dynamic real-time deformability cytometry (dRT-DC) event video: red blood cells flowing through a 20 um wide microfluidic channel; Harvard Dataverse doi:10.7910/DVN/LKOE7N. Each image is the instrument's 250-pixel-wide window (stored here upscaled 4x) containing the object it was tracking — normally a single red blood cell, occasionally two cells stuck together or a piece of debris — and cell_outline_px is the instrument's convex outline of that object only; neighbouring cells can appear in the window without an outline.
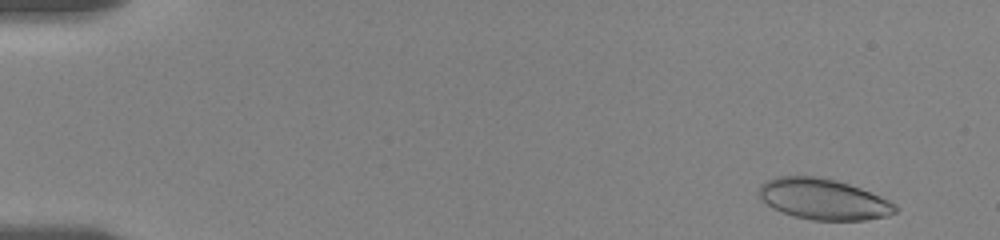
{"species": "human", "species_latin": "Homo sapiens", "temperature_condition": "room temperature", "stored_images_in_passage": 31, "camera_frame_rate_fps": 3000, "um_per_image_px": 0.085, "donor": {"sex": "female"}, "frame": {"image": 1, "passage_image": 2, "time_ms": 0.667, "image_size_px": [1000, 240], "cell_outline_px": [[896, 212], [888, 216], [864, 220], [812, 220], [796, 216], [772, 208], [760, 196], [760, 184], [776, 176], [816, 176], [836, 180], [860, 188], [880, 196], [896, 204]], "centroid_in_image_um": [70.01, 16.93], "position_along_channel_um": 15.0, "area_um2": 32.14}}
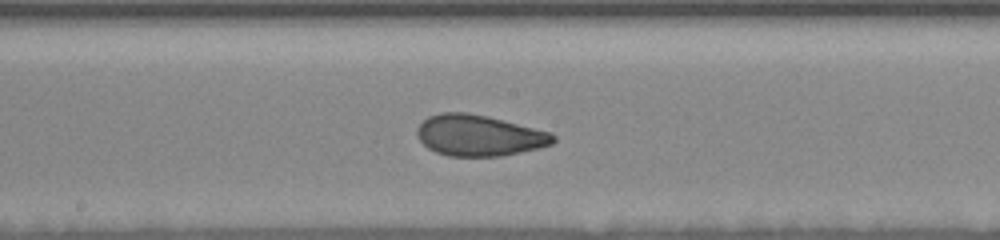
{"frame": {"image": 2, "passage_image": 15, "time_ms": 9.667, "image_size_px": [1000, 240], "cell_outline_px": [[556, 140], [552, 144], [520, 152], [500, 156], [448, 156], [436, 152], [428, 148], [416, 136], [416, 128], [428, 116], [440, 112], [468, 112], [488, 116], [552, 132], [556, 136]], "centroid_in_image_um": [40.71, 11.5], "position_along_channel_um": 207.5, "area_um2": 32.71}}
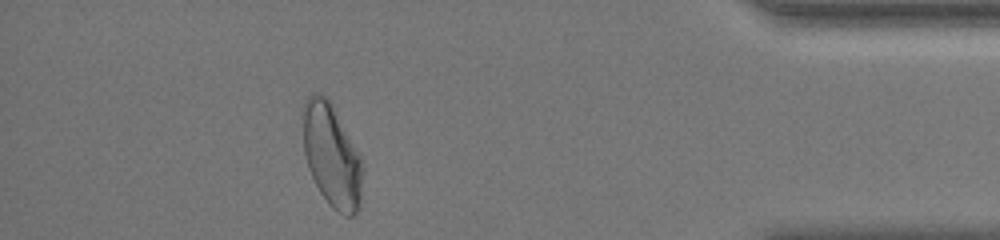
{"frame": {"image": 3, "passage_image": 28, "time_ms": 16.333, "image_size_px": [1000, 240], "cell_outline_px": [[364, 168], [360, 208], [352, 216], [344, 216], [332, 208], [328, 204], [320, 192], [308, 168], [304, 152], [300, 112], [304, 100], [312, 92], [316, 92], [328, 96], [360, 156], [364, 164]], "centroid_in_image_um": [28.17, 13.19], "position_along_channel_um": 407.0, "area_um2": 36.82}, "authors_computed_cell_mechanics": {"area_um2": 32.7148, "velocity_mm_per_s": 3.5781, "shape_relaxation_time_tau1_ms": 6.2518, "shape_relaxation_time_tau2_ms": 0.8861, "deformation_change_tau1": 0.1531, "deformation_change_tau2": 0.053}}